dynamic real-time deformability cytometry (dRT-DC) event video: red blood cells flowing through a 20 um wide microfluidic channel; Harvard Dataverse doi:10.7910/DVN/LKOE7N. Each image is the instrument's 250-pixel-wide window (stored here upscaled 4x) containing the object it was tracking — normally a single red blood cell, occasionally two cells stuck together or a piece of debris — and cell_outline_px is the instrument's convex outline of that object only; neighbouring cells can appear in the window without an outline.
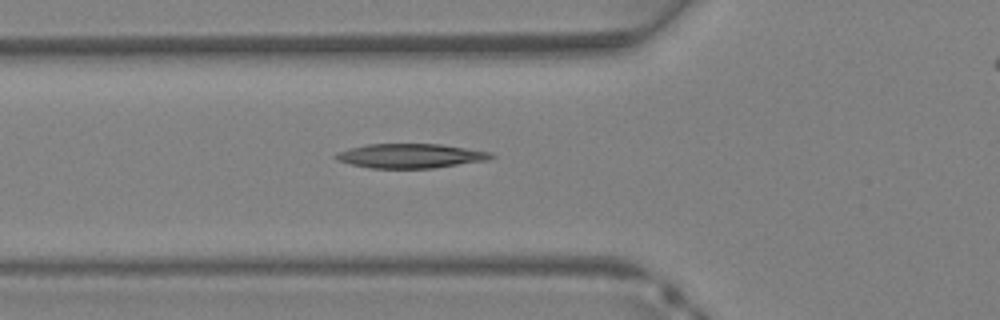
{"species": "Egyptian fruit bat (a non-hibernating species)", "species_latin": "Rousettus aegyptiacus", "temperature_condition": "warm", "stored_images_in_passage": 26, "camera_frame_rate_fps": 3000, "um_per_image_px": 0.085, "animal": {"sex": "female"}, "frame": {"image": 1, "passage_image": 6, "time_ms": 1.667, "image_size_px": [1000, 320], "cell_outline_px": [[496, 156], [488, 160], [432, 168], [368, 168], [336, 160], [332, 156], [336, 152], [348, 148], [368, 144], [440, 144], [492, 152]], "centroid_in_image_um": [34.86, 13.24], "position_along_channel_um": 90.9, "area_um2": 22.14}}
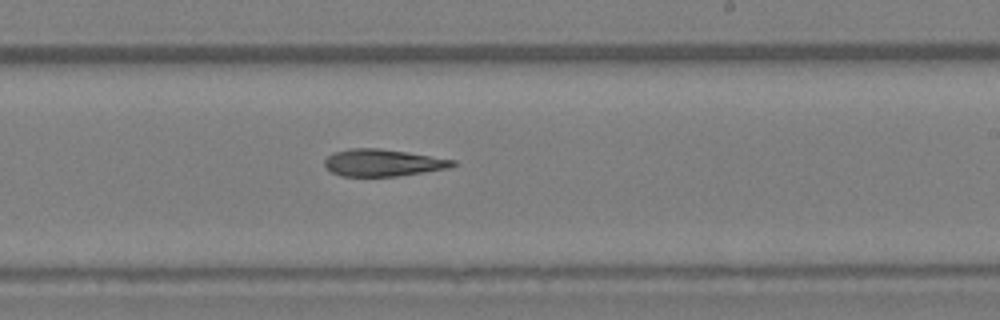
{"frame": {"image": 2, "passage_image": 15, "time_ms": 4.667, "image_size_px": [1000, 320], "cell_outline_px": [[460, 164], [452, 168], [400, 176], [340, 176], [324, 168], [324, 160], [332, 152], [352, 148], [380, 148], [408, 152], [456, 160]], "centroid_in_image_um": [32.58, 13.83], "position_along_channel_um": 256.4, "area_um2": 20.63}}
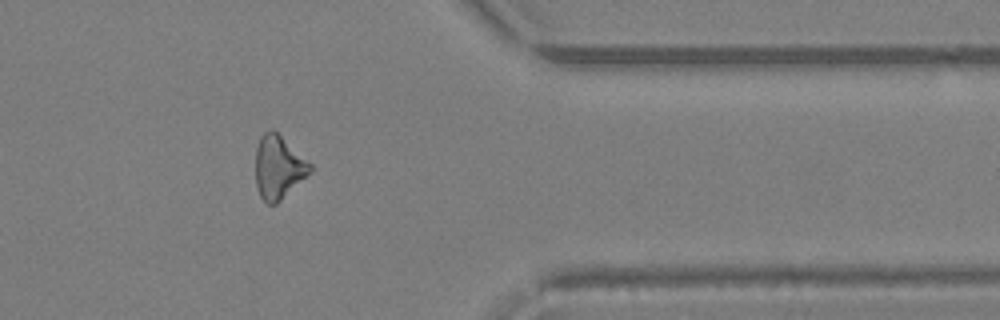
{"frame": {"image": 3, "passage_image": 23, "time_ms": 7.333, "image_size_px": [1000, 320], "cell_outline_px": [[312, 172], [276, 204], [268, 204], [260, 196], [256, 184], [256, 148], [260, 136], [264, 132], [272, 128], [312, 164]], "centroid_in_image_um": [23.67, 14.21], "position_along_channel_um": 387.7, "area_um2": 20.06}}